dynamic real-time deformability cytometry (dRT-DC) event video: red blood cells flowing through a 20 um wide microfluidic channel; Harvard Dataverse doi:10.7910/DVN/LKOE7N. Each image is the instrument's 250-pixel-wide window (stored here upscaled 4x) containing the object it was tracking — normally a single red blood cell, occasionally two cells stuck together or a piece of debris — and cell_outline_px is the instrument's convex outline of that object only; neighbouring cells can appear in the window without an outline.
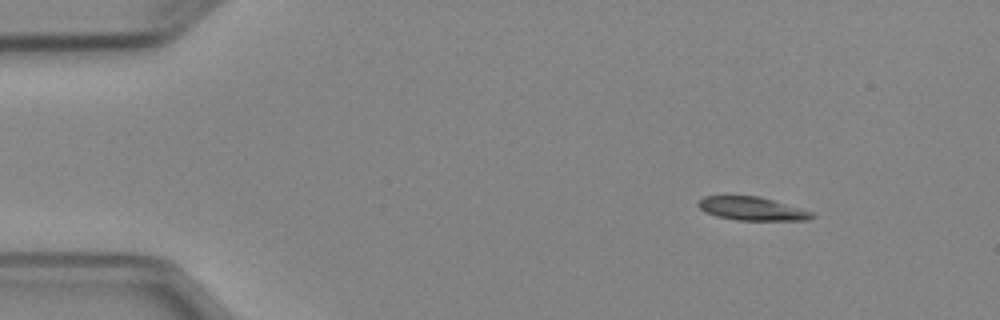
{"species": "Egyptian fruit bat (a non-hibernating species)", "species_latin": "Rousettus aegyptiacus", "temperature_condition": "cold", "stored_images_in_passage": 3, "camera_frame_rate_fps": 3000, "um_per_image_px": 0.085, "animal": {"sex": "female"}, "frame": {"image": 1, "passage_image": 1, "time_ms": 0.0, "image_size_px": [1000, 320], "cell_outline_px": [[816, 216], [808, 220], [736, 220], [716, 216], [700, 208], [696, 204], [704, 196], [756, 196], [772, 200], [812, 212]], "centroid_in_image_um": [63.91, 17.74], "position_along_channel_um": 21.1, "area_um2": 15.2}}